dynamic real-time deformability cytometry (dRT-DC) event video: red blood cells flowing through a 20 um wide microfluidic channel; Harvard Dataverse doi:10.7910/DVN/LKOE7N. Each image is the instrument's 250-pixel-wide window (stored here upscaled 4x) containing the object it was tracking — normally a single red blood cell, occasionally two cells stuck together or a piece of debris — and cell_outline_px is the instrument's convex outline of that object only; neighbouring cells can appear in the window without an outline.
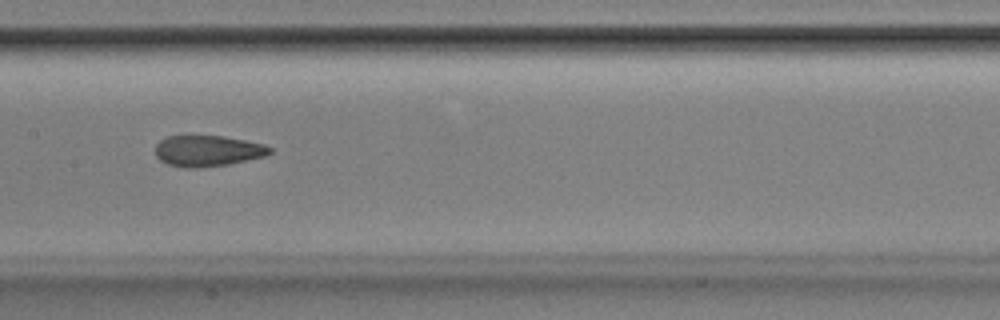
{"species": "Egyptian fruit bat (a non-hibernating species)", "species_latin": "Rousettus aegyptiacus", "temperature_condition": "room temperature", "stored_images_in_passage": 14, "camera_frame_rate_fps": 3000, "um_per_image_px": 0.085, "animal": {"sex": "male"}, "frame": {"image": 1, "passage_image": 12, "time_ms": 3.667, "image_size_px": [1000, 320], "cell_outline_px": [[272, 152], [264, 156], [228, 164], [192, 168], [188, 168], [168, 164], [160, 160], [156, 156], [156, 144], [160, 140], [168, 136], [188, 132], [224, 136], [264, 144], [272, 148]], "centroid_in_image_um": [17.6, 12.76], "position_along_channel_um": 189.8, "area_um2": 21.27}}